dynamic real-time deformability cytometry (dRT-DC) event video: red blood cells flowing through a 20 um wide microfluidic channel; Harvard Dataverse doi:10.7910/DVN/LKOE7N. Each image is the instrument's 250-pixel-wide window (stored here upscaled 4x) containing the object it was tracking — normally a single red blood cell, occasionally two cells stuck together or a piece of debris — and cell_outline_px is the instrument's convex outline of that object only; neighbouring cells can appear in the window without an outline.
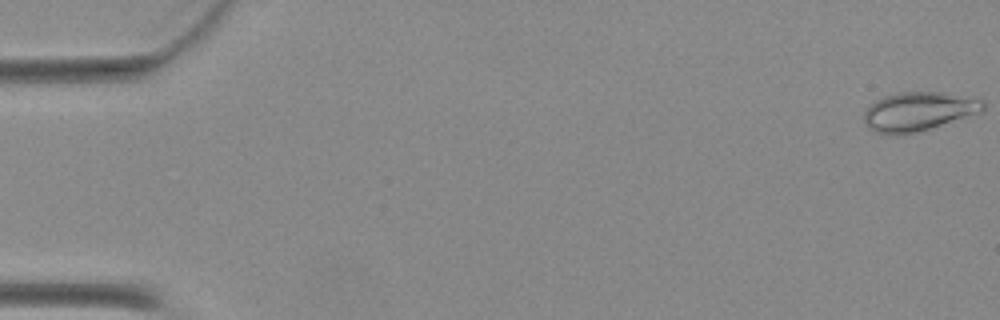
{"species": "Egyptian fruit bat (a non-hibernating species)", "species_latin": "Rousettus aegyptiacus", "temperature_condition": "warm", "stored_images_in_passage": 15, "camera_frame_rate_fps": 3000, "um_per_image_px": 0.085, "animal": {"sex": "female"}, "frame": {"image": 1, "passage_image": 1, "time_ms": 0.0, "image_size_px": [1000, 320], "cell_outline_px": [[984, 108], [980, 112], [916, 132], [896, 136], [876, 132], [868, 128], [864, 120], [864, 108], [868, 104], [876, 100], [888, 96], [904, 92], [944, 92], [984, 100]], "centroid_in_image_um": [78.02, 9.48], "position_along_channel_um": 7.0, "area_um2": 26.76}}